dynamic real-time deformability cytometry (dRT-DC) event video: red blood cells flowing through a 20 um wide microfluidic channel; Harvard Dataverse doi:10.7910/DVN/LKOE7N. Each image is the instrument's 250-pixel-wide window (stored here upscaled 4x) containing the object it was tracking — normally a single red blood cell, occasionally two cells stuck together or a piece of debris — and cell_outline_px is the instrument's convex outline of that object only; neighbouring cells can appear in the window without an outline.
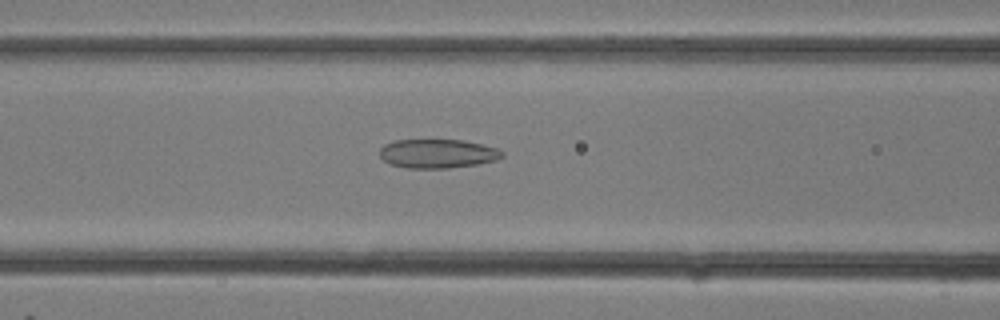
{"species": "common noctule bat (a hibernating species)", "species_latin": "Nyctalus noctula", "temperature_condition": "room temperature", "stored_images_in_passage": 31, "camera_frame_rate_fps": 3000, "um_per_image_px": 0.085, "animal": {"sex": "female"}, "frame": {"image": 1, "passage_image": 13, "time_ms": 4.0, "image_size_px": [1000, 320], "cell_outline_px": [[504, 156], [496, 160], [480, 164], [448, 168], [408, 168], [392, 164], [384, 160], [380, 156], [380, 148], [384, 144], [392, 140], [464, 140], [496, 148], [504, 152]], "centroid_in_image_um": [37.2, 13.05], "position_along_channel_um": 129.4, "area_um2": 20.69}}
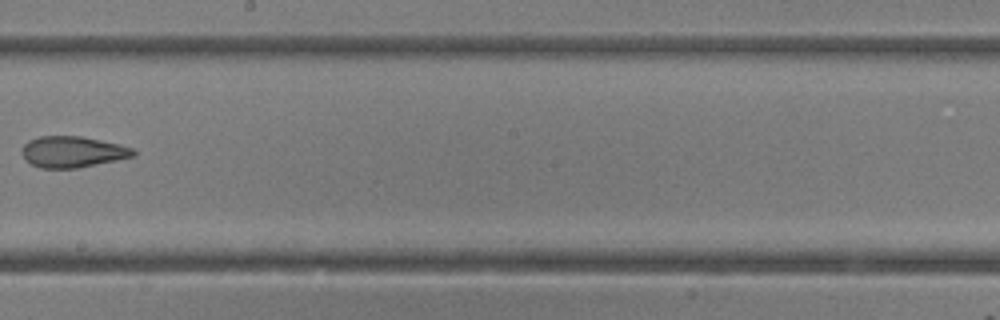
{"frame": {"image": 2, "passage_image": 18, "time_ms": 5.667, "image_size_px": [1000, 320], "cell_outline_px": [[136, 156], [76, 168], [40, 168], [24, 160], [24, 144], [28, 140], [40, 136], [80, 136], [100, 140], [132, 148], [136, 152]], "centroid_in_image_um": [6.16, 12.91], "position_along_channel_um": 242.0, "area_um2": 19.94}}
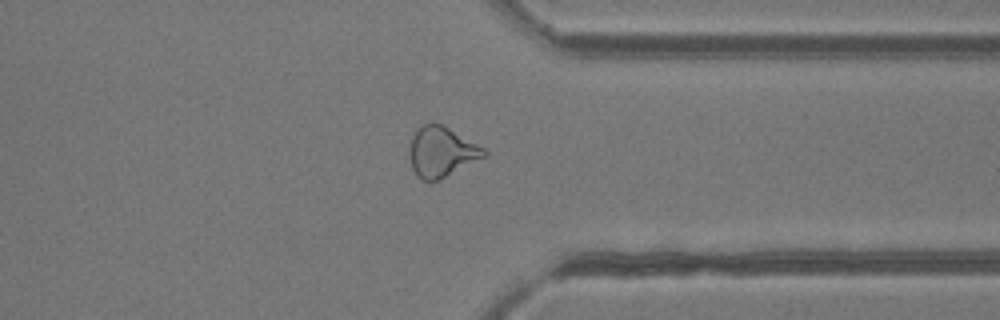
{"frame": {"image": 3, "passage_image": 24, "time_ms": 7.667, "image_size_px": [1000, 320], "cell_outline_px": [[488, 156], [440, 180], [420, 180], [416, 176], [412, 168], [408, 156], [408, 152], [412, 136], [416, 128], [420, 124], [432, 120], [444, 124], [484, 148], [488, 152]], "centroid_in_image_um": [37.51, 12.87], "position_along_channel_um": 373.9, "area_um2": 22.66}}